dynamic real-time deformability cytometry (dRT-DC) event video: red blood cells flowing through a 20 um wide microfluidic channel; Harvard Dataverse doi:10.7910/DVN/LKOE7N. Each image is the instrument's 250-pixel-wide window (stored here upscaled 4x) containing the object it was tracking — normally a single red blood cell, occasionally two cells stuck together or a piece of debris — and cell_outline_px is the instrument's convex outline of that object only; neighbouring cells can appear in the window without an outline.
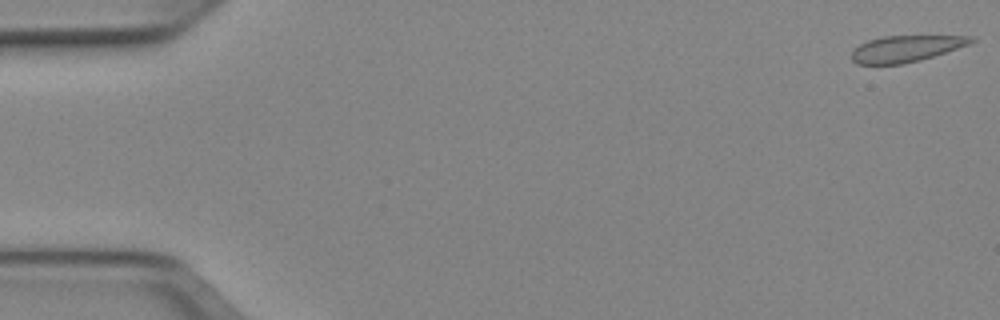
{"species": "Egyptian fruit bat (a non-hibernating species)", "species_latin": "Rousettus aegyptiacus", "temperature_condition": "cold", "stored_images_in_passage": 52, "camera_frame_rate_fps": 3000, "um_per_image_px": 0.085, "animal": {"sex": "female"}, "frame": {"image": 1, "passage_image": 1, "time_ms": 0.0, "image_size_px": [1000, 320], "cell_outline_px": [[976, 40], [972, 44], [920, 60], [900, 64], [856, 64], [852, 60], [852, 52], [860, 44], [868, 40], [884, 36], [972, 36]], "centroid_in_image_um": [77.03, 4.13], "position_along_channel_um": 8.0, "area_um2": 18.26}}
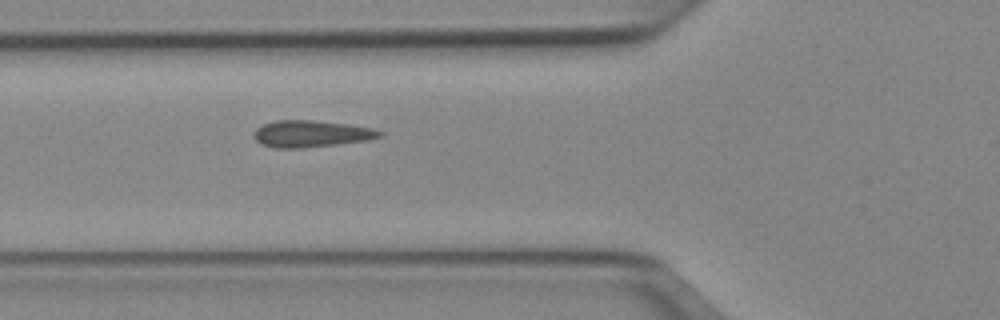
{"frame": {"image": 2, "passage_image": 19, "time_ms": 6.0, "image_size_px": [1000, 320], "cell_outline_px": [[384, 136], [368, 140], [336, 144], [300, 148], [276, 148], [260, 144], [252, 136], [256, 128], [264, 124], [276, 120], [312, 120], [348, 124], [372, 128], [384, 132]], "centroid_in_image_um": [26.45, 11.37], "position_along_channel_um": 99.4, "area_um2": 19.65}}
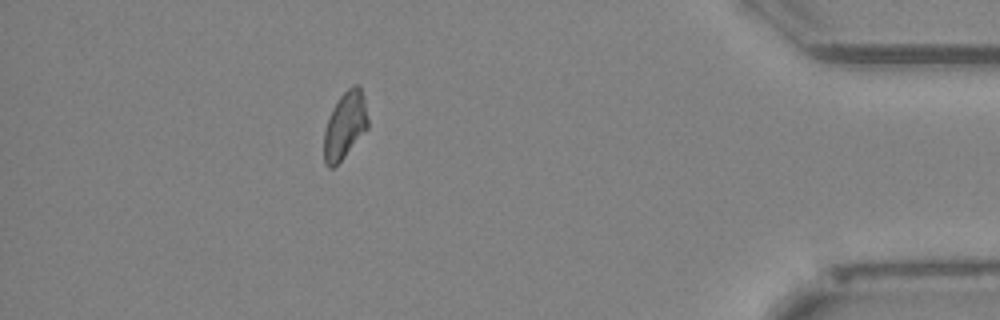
{"frame": {"image": 3, "passage_image": 46, "time_ms": 15.0, "image_size_px": [1000, 320], "cell_outline_px": [[368, 128], [344, 156], [332, 168], [328, 168], [324, 164], [324, 132], [332, 108], [340, 96], [352, 84], [360, 84], [364, 96], [368, 120]], "centroid_in_image_um": [29.32, 10.62], "position_along_channel_um": 405.9, "area_um2": 17.11}}